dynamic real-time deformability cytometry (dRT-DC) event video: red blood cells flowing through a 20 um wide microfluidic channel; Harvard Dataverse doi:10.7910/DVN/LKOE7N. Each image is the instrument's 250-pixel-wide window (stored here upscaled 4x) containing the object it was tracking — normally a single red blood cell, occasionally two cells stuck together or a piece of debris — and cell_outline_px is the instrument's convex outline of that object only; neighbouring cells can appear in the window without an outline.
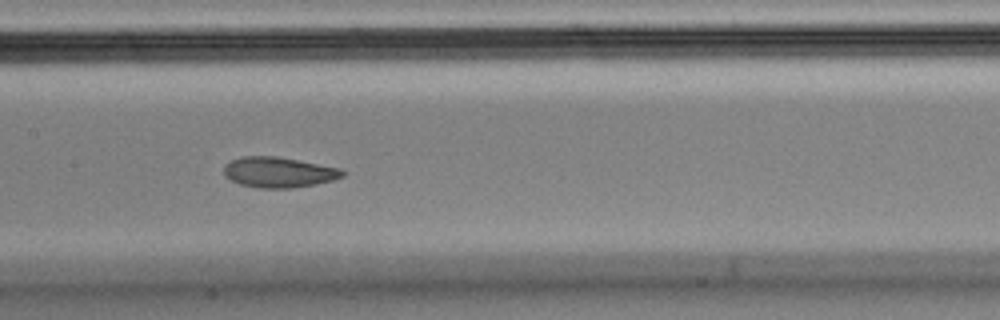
{"species": "Egyptian fruit bat (a non-hibernating species)", "species_latin": "Rousettus aegyptiacus", "temperature_condition": "cold", "stored_images_in_passage": 11, "camera_frame_rate_fps": 3000, "um_per_image_px": 0.085, "animal": {"sex": "male"}, "frame": {"image": 1, "passage_image": 8, "time_ms": 2.333, "image_size_px": [1000, 320], "cell_outline_px": [[344, 176], [332, 180], [316, 184], [292, 188], [260, 188], [240, 184], [224, 176], [224, 164], [240, 156], [276, 156], [340, 168], [344, 172]], "centroid_in_image_um": [23.66, 14.64], "position_along_channel_um": 183.7, "area_um2": 20.98}}
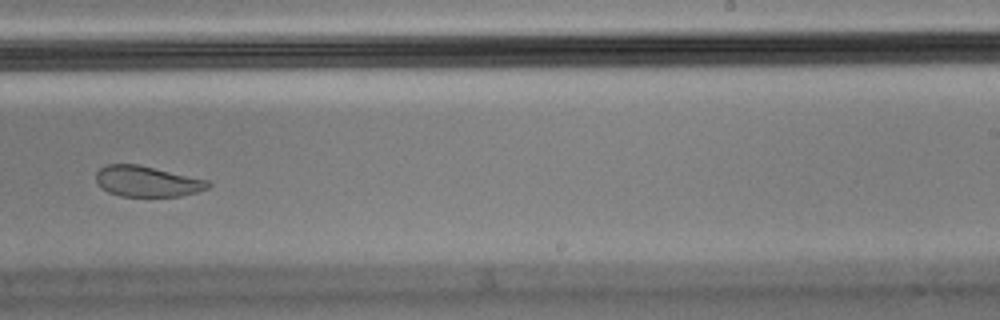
{"frame": {"image": 2, "passage_image": 10, "time_ms": 3.0, "image_size_px": [1000, 320], "cell_outline_px": [[212, 184], [208, 188], [196, 192], [180, 196], [120, 196], [108, 192], [96, 184], [96, 172], [104, 164], [136, 164], [208, 180]], "centroid_in_image_um": [12.46, 15.42], "position_along_channel_um": 276.5, "area_um2": 20.0}}